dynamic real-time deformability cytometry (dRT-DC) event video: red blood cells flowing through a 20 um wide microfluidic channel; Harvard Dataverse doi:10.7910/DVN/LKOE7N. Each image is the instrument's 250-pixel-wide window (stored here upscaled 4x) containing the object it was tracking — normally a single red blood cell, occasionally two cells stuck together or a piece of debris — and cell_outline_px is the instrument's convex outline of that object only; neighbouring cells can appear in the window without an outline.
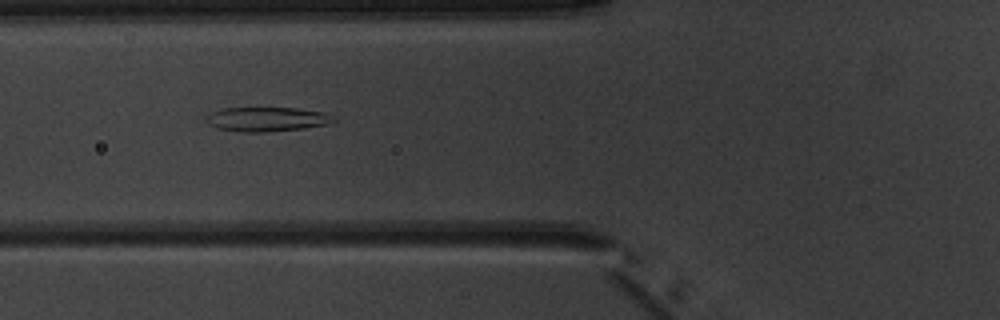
{"species": "common noctule bat (a hibernating species)", "species_latin": "Nyctalus noctula", "temperature_condition": "warm", "stored_images_in_passage": 7, "camera_frame_rate_fps": 3000, "um_per_image_px": 0.085, "animal": {"sex": "male", "body_mass_g": 20.1, "forearm_length_mm": 53.5}, "frame": {"image": 1, "passage_image": 6, "time_ms": 5.667, "image_size_px": [1000, 320], "cell_outline_px": [[336, 120], [324, 124], [304, 128], [264, 132], [244, 132], [216, 128], [208, 124], [208, 112], [220, 108], [296, 108], [324, 112], [336, 116]], "centroid_in_image_um": [22.67, 10.12], "position_along_channel_um": 103.1, "area_um2": 18.03}}
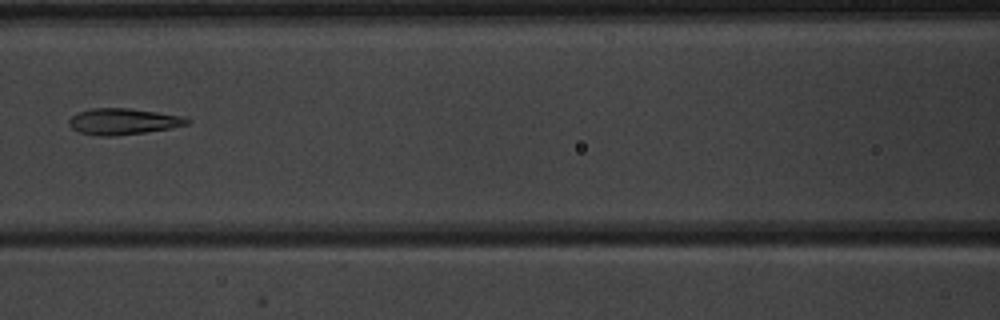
{"frame": {"image": 2, "passage_image": 7, "time_ms": 7.0, "image_size_px": [1000, 320], "cell_outline_px": [[192, 120], [188, 124], [172, 128], [116, 136], [104, 136], [80, 132], [72, 128], [68, 124], [68, 120], [72, 116], [80, 112], [92, 108], [128, 108], [156, 112], [180, 116]], "centroid_in_image_um": [10.47, 10.32], "position_along_channel_um": 156.1, "area_um2": 17.8}}